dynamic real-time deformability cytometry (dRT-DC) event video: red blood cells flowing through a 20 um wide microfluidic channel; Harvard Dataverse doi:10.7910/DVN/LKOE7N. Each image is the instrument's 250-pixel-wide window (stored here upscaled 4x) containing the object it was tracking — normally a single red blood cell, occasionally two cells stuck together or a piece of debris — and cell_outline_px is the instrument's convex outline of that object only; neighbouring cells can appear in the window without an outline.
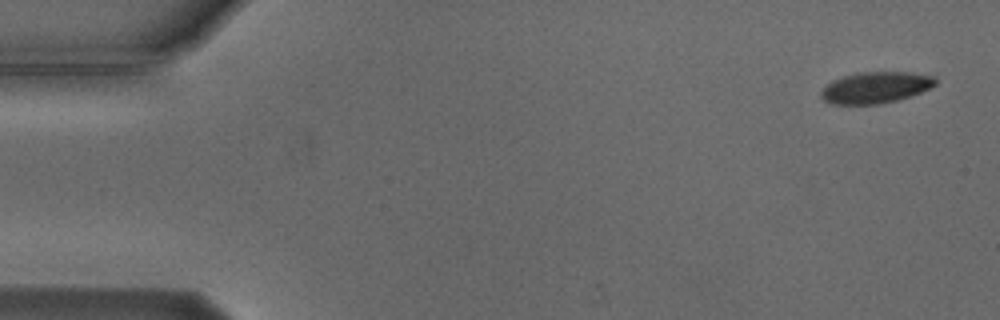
{"species": "Egyptian fruit bat (a non-hibernating species)", "species_latin": "Rousettus aegyptiacus", "temperature_condition": "cold", "stored_images_in_passage": 2, "camera_frame_rate_fps": 3000, "um_per_image_px": 0.085, "animal": {"sex": "male"}, "frame": {"image": 1, "passage_image": 2, "time_ms": 1.333, "image_size_px": [1000, 320], "cell_outline_px": [[936, 84], [920, 92], [896, 100], [880, 104], [832, 104], [824, 100], [820, 96], [820, 92], [832, 80], [856, 72], [908, 72], [936, 76]], "centroid_in_image_um": [74.41, 7.43], "position_along_channel_um": 10.6, "area_um2": 20.75}}